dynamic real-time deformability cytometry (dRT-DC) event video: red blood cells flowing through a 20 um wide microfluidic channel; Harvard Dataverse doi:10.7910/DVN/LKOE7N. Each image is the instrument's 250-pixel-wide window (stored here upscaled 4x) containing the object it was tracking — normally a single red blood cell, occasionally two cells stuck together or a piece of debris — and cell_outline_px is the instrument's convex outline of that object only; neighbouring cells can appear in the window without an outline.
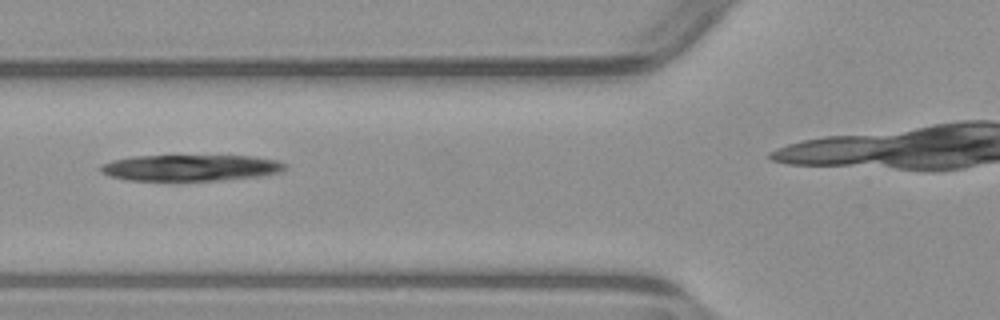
{"species": "common noctule bat (a hibernating species)", "species_latin": "Nyctalus noctula", "temperature_condition": "warm", "stored_images_in_passage": 4, "segment_of_instrument_passage": [1, 2], "camera_frame_rate_fps": 3000, "um_per_image_px": 0.085, "animal": {"sex": "male", "body_mass_g": 23.1, "forearm_length_mm": 52.7}, "frame": {"image": 1, "passage_image": 3, "time_ms": 3.333, "image_size_px": [1000, 320], "cell_outline_px": [[288, 164], [284, 172], [260, 176], [216, 180], [128, 180], [112, 176], [100, 172], [100, 164], [112, 160], [132, 156], [252, 156], [276, 160]], "centroid_in_image_um": [16.23, 14.25], "position_along_channel_um": 109.6, "area_um2": 28.15}}